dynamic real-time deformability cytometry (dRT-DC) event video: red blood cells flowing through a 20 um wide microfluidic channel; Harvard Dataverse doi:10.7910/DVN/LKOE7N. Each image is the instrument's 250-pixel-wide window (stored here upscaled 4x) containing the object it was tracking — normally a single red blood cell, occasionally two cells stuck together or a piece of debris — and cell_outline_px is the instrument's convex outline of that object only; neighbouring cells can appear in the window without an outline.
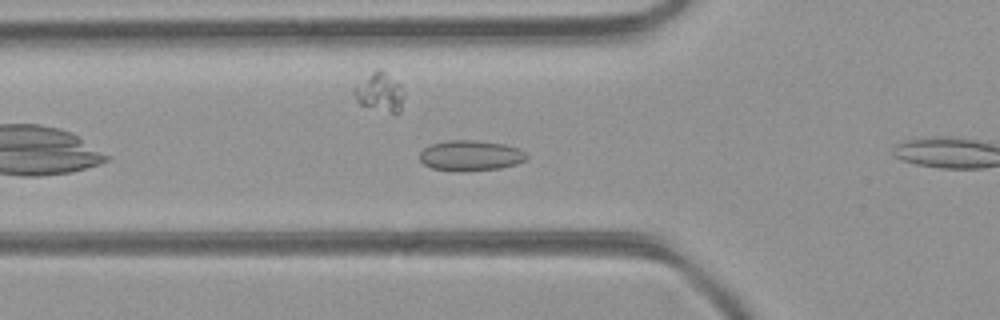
{"species": "common noctule bat (a hibernating species)", "species_latin": "Nyctalus noctula", "temperature_condition": "room temperature", "stored_images_in_passage": 38, "camera_frame_rate_fps": 3000, "um_per_image_px": 0.085, "animal": {"sex": "female", "body_mass_g": 21.9}, "frame": {"image": 1, "passage_image": 7, "time_ms": 2.0, "image_size_px": [1000, 320], "cell_outline_px": [[528, 156], [524, 160], [516, 164], [500, 168], [464, 172], [460, 172], [432, 168], [424, 164], [420, 160], [420, 152], [424, 148], [432, 144], [448, 140], [476, 140], [504, 144], [520, 148]], "centroid_in_image_um": [40.0, 13.23], "position_along_channel_um": 85.8, "area_um2": 19.07}}
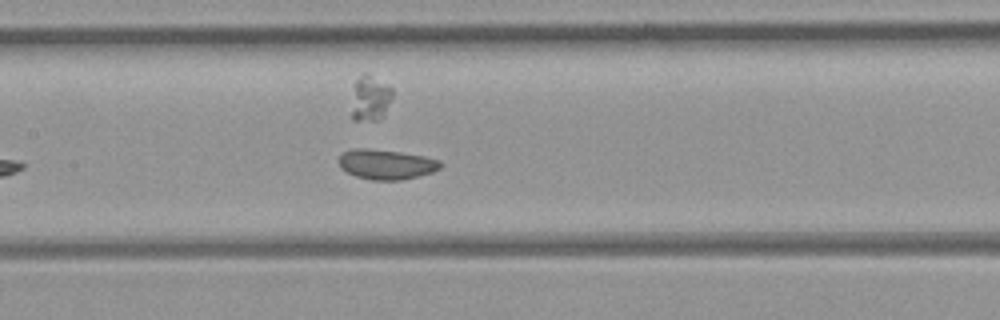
{"frame": {"image": 2, "passage_image": 13, "time_ms": 4.0, "image_size_px": [1000, 320], "cell_outline_px": [[444, 164], [440, 168], [432, 172], [400, 180], [372, 180], [356, 176], [340, 168], [336, 160], [340, 152], [352, 148], [368, 148], [400, 152], [424, 156], [440, 160]], "centroid_in_image_um": [32.77, 13.95], "position_along_channel_um": 174.6, "area_um2": 17.98}}
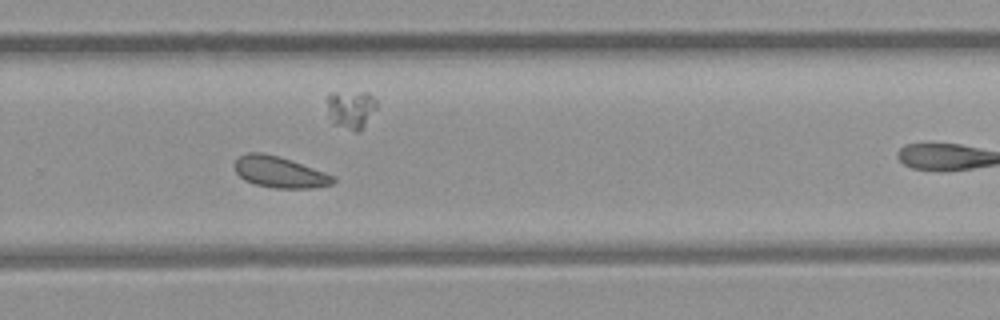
{"frame": {"image": 3, "passage_image": 22, "time_ms": 7.0, "image_size_px": [1000, 320], "cell_outline_px": [[336, 180], [332, 184], [316, 188], [276, 188], [256, 184], [244, 180], [236, 172], [232, 164], [240, 156], [248, 152], [260, 152], [280, 156], [336, 176]], "centroid_in_image_um": [23.77, 14.62], "position_along_channel_um": 306.0, "area_um2": 18.03}, "authors_computed_cell_mechanics": {"area_um2": 18.2937, "velocity_mm_per_s": 4.4038, "shape_relaxation_time_tau1_ms": null, "shape_relaxation_time_tau2_ms": 1.4738, "deformation_change_tau1": null, "deformation_change_tau2": 0.0524}}